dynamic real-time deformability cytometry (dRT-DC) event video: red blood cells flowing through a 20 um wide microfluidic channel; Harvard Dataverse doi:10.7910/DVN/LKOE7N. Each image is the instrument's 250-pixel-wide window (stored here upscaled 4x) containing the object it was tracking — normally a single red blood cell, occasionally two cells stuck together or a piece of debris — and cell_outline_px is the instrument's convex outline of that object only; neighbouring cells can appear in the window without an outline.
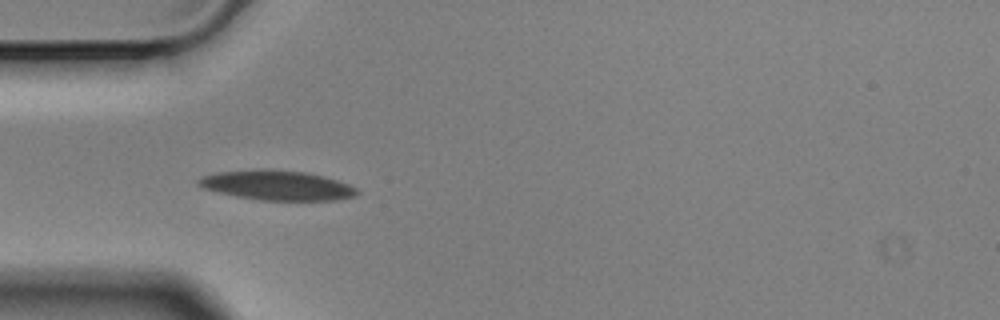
{"species": "Egyptian fruit bat (a non-hibernating species)", "species_latin": "Rousettus aegyptiacus", "temperature_condition": "cold", "stored_images_in_passage": 8, "camera_frame_rate_fps": 3000, "um_per_image_px": 0.085, "animal": {"sex": "male"}, "frame": {"image": 1, "passage_image": 3, "time_ms": 0.667, "image_size_px": [1000, 320], "cell_outline_px": [[360, 192], [356, 196], [336, 200], [260, 200], [236, 196], [200, 188], [196, 184], [196, 180], [200, 176], [216, 172], [252, 168], [268, 168], [308, 172], [324, 176], [348, 184], [356, 188]], "centroid_in_image_um": [23.48, 15.73], "position_along_channel_um": 61.5, "area_um2": 28.09}}
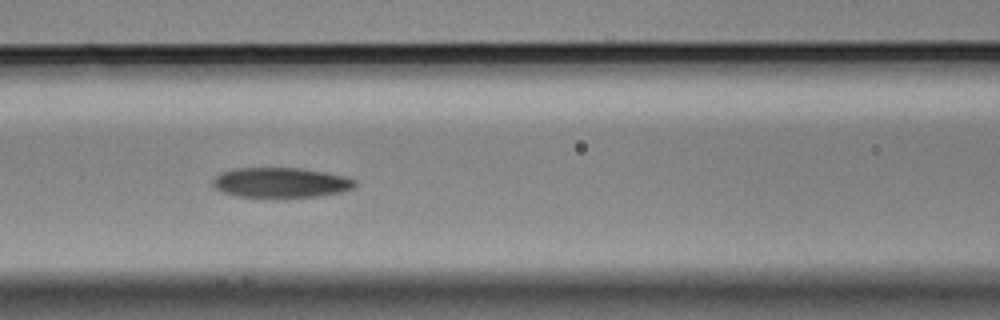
{"frame": {"image": 2, "passage_image": 5, "time_ms": 1.333, "image_size_px": [1000, 320], "cell_outline_px": [[356, 188], [340, 192], [320, 196], [284, 200], [280, 200], [236, 196], [224, 192], [216, 188], [212, 184], [212, 180], [220, 172], [232, 168], [300, 168], [324, 172], [344, 176], [356, 180]], "centroid_in_image_um": [23.87, 15.56], "position_along_channel_um": 142.7, "area_um2": 25.89}}
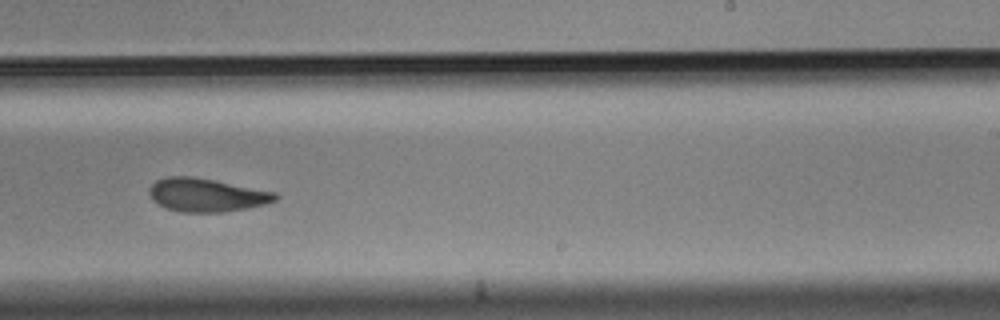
{"frame": {"image": 3, "passage_image": 8, "time_ms": 2.333, "image_size_px": [1000, 320], "cell_outline_px": [[280, 196], [276, 200], [264, 204], [248, 208], [224, 212], [180, 212], [156, 204], [152, 200], [148, 192], [148, 188], [156, 180], [168, 176], [188, 176], [212, 180], [276, 192]], "centroid_in_image_um": [17.52, 16.58], "position_along_channel_um": 271.5, "area_um2": 24.45}}